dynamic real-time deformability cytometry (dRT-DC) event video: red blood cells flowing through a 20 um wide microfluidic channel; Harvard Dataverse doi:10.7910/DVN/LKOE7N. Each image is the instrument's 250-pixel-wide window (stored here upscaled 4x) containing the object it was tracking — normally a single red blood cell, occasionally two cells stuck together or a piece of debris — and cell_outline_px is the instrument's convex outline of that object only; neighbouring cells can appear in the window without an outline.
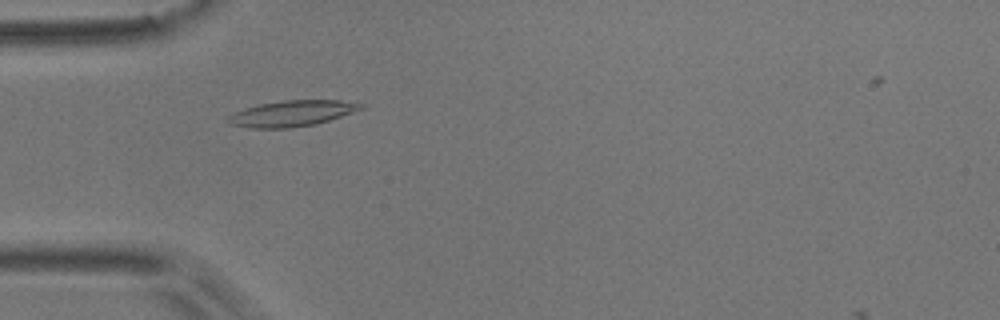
{"species": "common noctule bat (a hibernating species)", "species_latin": "Nyctalus noctula", "temperature_condition": "room temperature", "stored_images_in_passage": 34, "camera_frame_rate_fps": 3000, "um_per_image_px": 0.085, "animal": {"sex": "male", "body_mass_g": 17.9}, "frame": {"image": 1, "passage_image": 3, "time_ms": 0.667, "image_size_px": [1000, 320], "cell_outline_px": [[364, 108], [316, 124], [288, 128], [252, 128], [228, 124], [224, 120], [228, 116], [244, 108], [260, 104], [284, 100], [340, 100], [364, 104]], "centroid_in_image_um": [24.77, 9.64], "position_along_channel_um": 60.2, "area_um2": 19.94}}
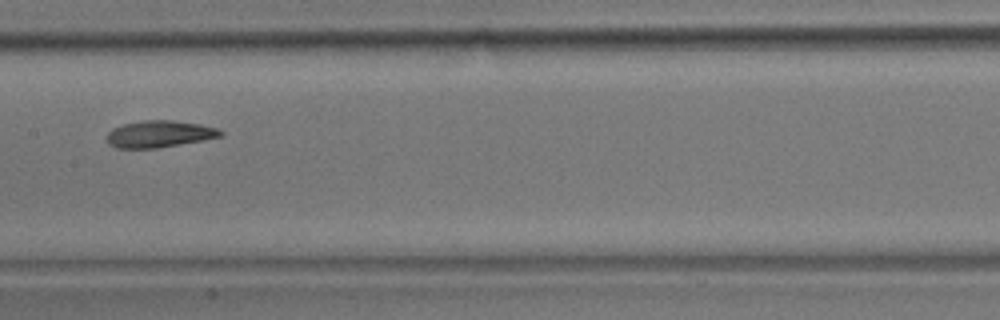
{"frame": {"image": 2, "passage_image": 14, "time_ms": 4.333, "image_size_px": [1000, 320], "cell_outline_px": [[224, 136], [204, 140], [156, 148], [116, 148], [108, 144], [108, 132], [112, 128], [124, 124], [144, 120], [172, 120], [200, 124], [216, 128], [224, 132]], "centroid_in_image_um": [13.56, 11.39], "position_along_channel_um": 193.8, "area_um2": 17.74}}
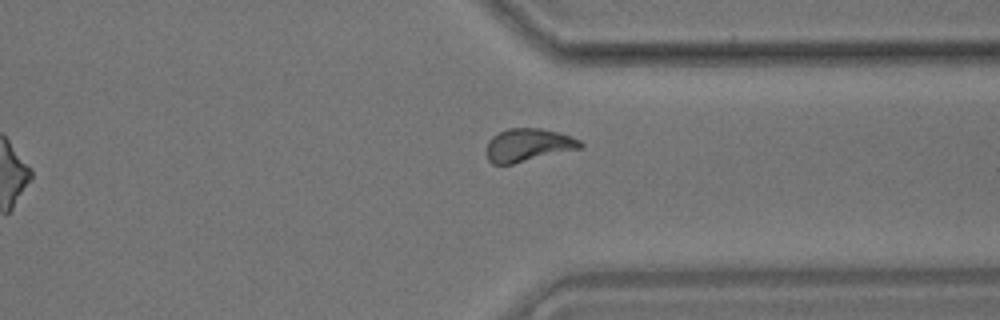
{"frame": {"image": 3, "passage_image": 28, "time_ms": 9.0, "image_size_px": [1000, 320], "cell_outline_px": [[584, 148], [512, 164], [492, 164], [488, 160], [488, 140], [492, 136], [508, 128], [540, 128], [560, 132], [580, 140], [584, 144]], "centroid_in_image_um": [44.95, 12.33], "position_along_channel_um": 366.5, "area_um2": 18.15}, "authors_computed_cell_mechanics": {"area_um2": 17.8602, "velocity_mm_per_s": 3.7062, "shape_relaxation_time_tau1_ms": 6.2934, "shape_relaxation_time_tau2_ms": 3.5701, "deformation_change_tau1": 0.1506, "deformation_change_tau2": 0.0703}}